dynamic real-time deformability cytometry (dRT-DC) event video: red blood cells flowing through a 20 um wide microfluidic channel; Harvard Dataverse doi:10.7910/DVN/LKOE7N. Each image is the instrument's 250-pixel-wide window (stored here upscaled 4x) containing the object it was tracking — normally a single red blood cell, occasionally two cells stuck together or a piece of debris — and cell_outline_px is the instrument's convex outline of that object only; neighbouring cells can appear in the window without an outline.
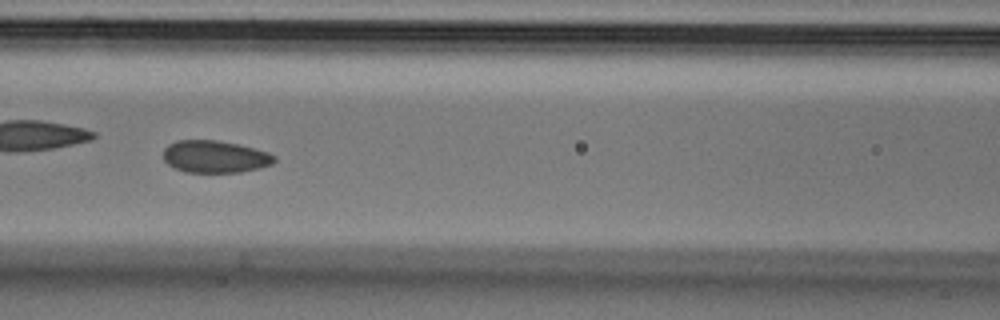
{"species": "Egyptian fruit bat (a non-hibernating species)", "species_latin": "Rousettus aegyptiacus", "temperature_condition": "cold", "stored_images_in_passage": 4, "camera_frame_rate_fps": 3000, "um_per_image_px": 0.085, "animal": {"sex": "male"}, "frame": {"image": 1, "passage_image": 3, "time_ms": 0.667, "image_size_px": [1000, 320], "cell_outline_px": [[276, 160], [272, 164], [260, 168], [240, 172], [184, 172], [168, 164], [164, 160], [164, 148], [168, 144], [176, 140], [216, 140], [236, 144], [268, 152], [276, 156]], "centroid_in_image_um": [18.27, 13.32], "position_along_channel_um": 148.3, "area_um2": 20.81}}
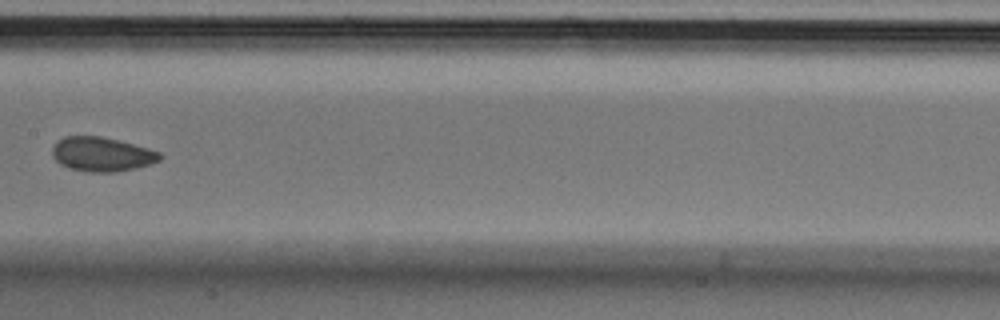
{"frame": {"image": 2, "passage_image": 4, "time_ms": 1.0, "image_size_px": [1000, 320], "cell_outline_px": [[164, 156], [160, 160], [152, 164], [136, 168], [116, 172], [88, 172], [68, 168], [60, 164], [52, 156], [52, 148], [64, 136], [100, 136], [148, 148], [160, 152]], "centroid_in_image_um": [8.68, 13.13], "position_along_channel_um": 198.7, "area_um2": 21.5}}